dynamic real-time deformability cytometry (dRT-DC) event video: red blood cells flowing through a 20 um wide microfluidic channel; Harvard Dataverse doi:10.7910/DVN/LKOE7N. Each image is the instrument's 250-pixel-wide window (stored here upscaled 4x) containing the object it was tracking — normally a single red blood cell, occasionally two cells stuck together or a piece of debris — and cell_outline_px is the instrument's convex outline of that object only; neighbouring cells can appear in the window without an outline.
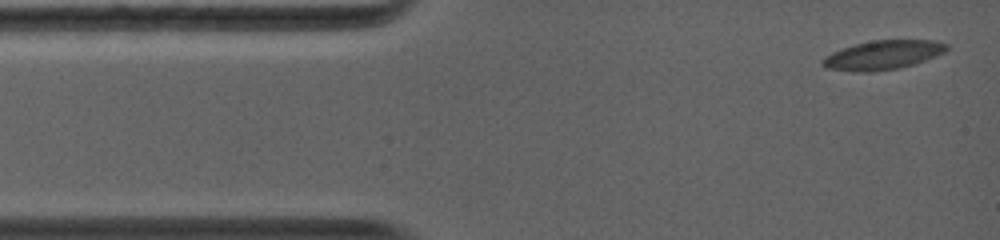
{"species": "common noctule bat (a hibernating species)", "species_latin": "Nyctalus noctula", "temperature_condition": "warm", "stored_images_in_passage": 37, "camera_frame_rate_fps": 5000, "um_per_image_px": 0.085, "animal": {"sex": "female", "body_mass_g": 19.0, "forearm_length_mm": 56.7}, "frame": {"image": 1, "passage_image": 1, "time_ms": 0.0, "image_size_px": [1000, 240], "cell_outline_px": [[948, 48], [944, 52], [936, 56], [916, 64], [900, 68], [868, 72], [860, 72], [828, 68], [820, 64], [820, 60], [824, 56], [832, 52], [856, 44], [876, 40], [936, 40], [948, 44]], "centroid_in_image_um": [75.06, 4.68], "position_along_channel_um": 9.9, "area_um2": 21.04}}
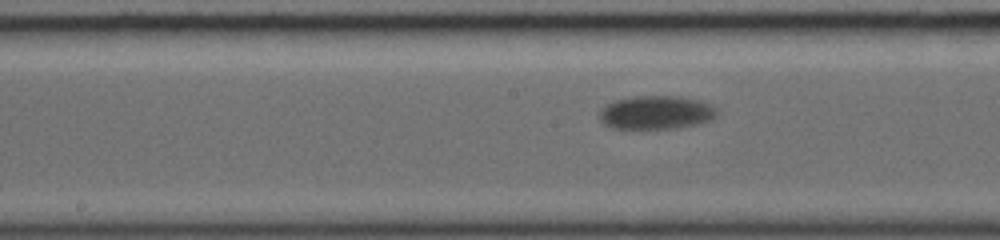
{"frame": {"image": 2, "passage_image": 16, "time_ms": 6.4, "image_size_px": [1000, 240], "cell_outline_px": [[716, 116], [708, 120], [696, 124], [672, 128], [612, 128], [604, 124], [600, 120], [600, 112], [608, 104], [616, 100], [636, 96], [680, 96], [712, 104], [716, 108]], "centroid_in_image_um": [55.77, 9.55], "position_along_channel_um": 192.4, "area_um2": 22.54}}
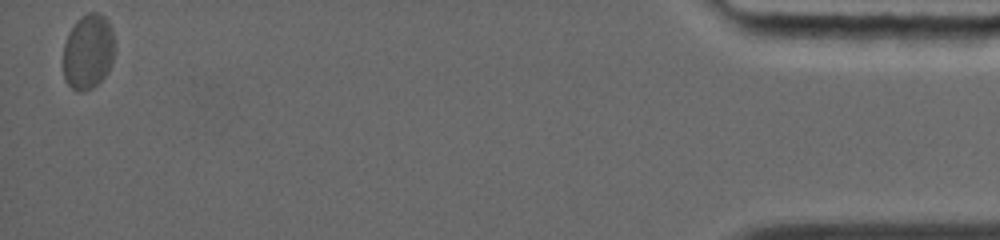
{"frame": {"image": 3, "passage_image": 37, "time_ms": 15.6, "image_size_px": [1000, 240], "cell_outline_px": [[116, 48], [108, 72], [92, 88], [80, 92], [76, 92], [64, 80], [64, 44], [76, 20], [88, 12], [96, 12], [104, 16], [108, 20], [112, 28]], "centroid_in_image_um": [7.52, 4.39], "position_along_channel_um": 427.7, "area_um2": 22.66}, "authors_computed_cell_mechanics": {"area_um2": 22.253, "velocity_mm_per_s": 3.9137, "shape_relaxation_time_tau1_ms": 2.1542, "shape_relaxation_time_tau2_ms": null, "deformation_change_tau1": 0.0748, "deformation_change_tau2": null}}